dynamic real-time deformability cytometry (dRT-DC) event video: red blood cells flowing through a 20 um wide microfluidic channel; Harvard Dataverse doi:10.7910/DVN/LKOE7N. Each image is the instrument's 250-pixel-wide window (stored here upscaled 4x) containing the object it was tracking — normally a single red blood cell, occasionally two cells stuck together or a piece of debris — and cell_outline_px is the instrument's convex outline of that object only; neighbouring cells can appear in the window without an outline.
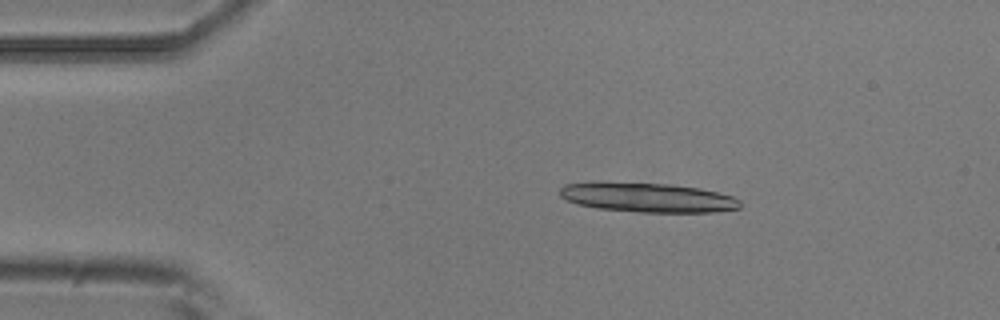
{"species": "common noctule bat (a hibernating species)", "species_latin": "Nyctalus noctula", "temperature_condition": "room temperature", "stored_images_in_passage": 4, "camera_frame_rate_fps": 3000, "um_per_image_px": 0.085, "animal": {"sex": "male", "body_mass_g": 20.5, "forearm_length_mm": 52.5}, "frame": {"image": 1, "passage_image": 1, "time_ms": 0.0, "image_size_px": [1000, 320], "cell_outline_px": [[740, 208], [716, 212], [640, 212], [596, 208], [580, 204], [568, 200], [560, 196], [560, 188], [564, 184], [592, 180], [668, 184], [700, 188], [732, 196], [740, 200]], "centroid_in_image_um": [54.99, 16.76], "position_along_channel_um": 30.0, "area_um2": 31.39}}